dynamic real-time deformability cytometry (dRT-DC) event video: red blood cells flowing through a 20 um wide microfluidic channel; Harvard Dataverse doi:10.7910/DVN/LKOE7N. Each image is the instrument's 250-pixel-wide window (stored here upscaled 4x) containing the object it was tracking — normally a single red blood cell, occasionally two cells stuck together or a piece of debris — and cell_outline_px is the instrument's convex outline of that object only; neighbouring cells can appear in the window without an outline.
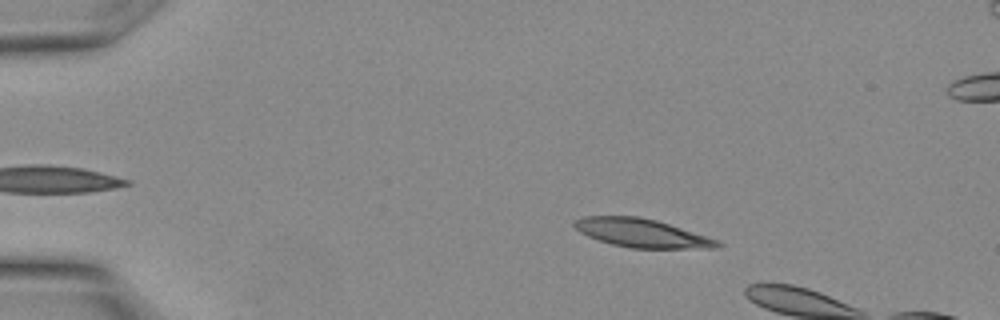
{"species": "Egyptian fruit bat (a non-hibernating species)", "species_latin": "Rousettus aegyptiacus", "temperature_condition": "warm", "stored_images_in_passage": 9, "camera_frame_rate_fps": 3000, "um_per_image_px": 0.085, "animal": {"sex": "female"}, "frame": {"image": 1, "passage_image": 5, "time_ms": 1.333, "image_size_px": [1000, 320], "cell_outline_px": [[724, 244], [720, 248], [628, 248], [596, 240], [580, 232], [572, 224], [576, 220], [584, 216], [636, 216], [656, 220], [720, 240]], "centroid_in_image_um": [54.57, 19.82], "position_along_channel_um": 30.4, "area_um2": 23.81}}